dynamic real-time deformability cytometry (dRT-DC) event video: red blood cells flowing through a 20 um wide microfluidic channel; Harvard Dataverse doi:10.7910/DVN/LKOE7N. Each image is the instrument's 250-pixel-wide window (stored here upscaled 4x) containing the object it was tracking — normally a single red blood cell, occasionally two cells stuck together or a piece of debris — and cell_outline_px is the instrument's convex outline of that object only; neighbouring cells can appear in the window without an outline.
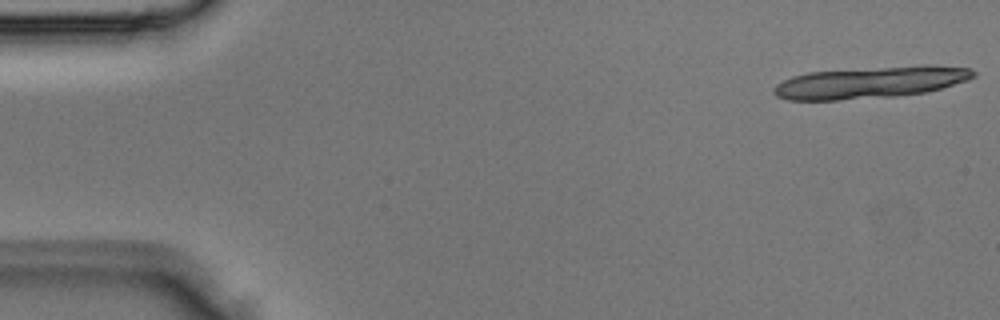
{"species": "Egyptian fruit bat (a non-hibernating species)", "species_latin": "Rousettus aegyptiacus", "temperature_condition": "room temperature", "stored_images_in_passage": 3, "camera_frame_rate_fps": 3000, "um_per_image_px": 0.085, "animal": {"sex": "male"}, "frame": {"image": 1, "passage_image": 1, "time_ms": 0.0, "image_size_px": [1000, 320], "cell_outline_px": [[976, 76], [968, 80], [928, 92], [896, 96], [836, 100], [788, 100], [776, 96], [772, 92], [772, 88], [776, 84], [792, 76], [808, 72], [924, 64], [936, 64], [972, 68], [976, 72]], "centroid_in_image_um": [74.04, 6.99], "position_along_channel_um": 11.0, "area_um2": 37.45}}